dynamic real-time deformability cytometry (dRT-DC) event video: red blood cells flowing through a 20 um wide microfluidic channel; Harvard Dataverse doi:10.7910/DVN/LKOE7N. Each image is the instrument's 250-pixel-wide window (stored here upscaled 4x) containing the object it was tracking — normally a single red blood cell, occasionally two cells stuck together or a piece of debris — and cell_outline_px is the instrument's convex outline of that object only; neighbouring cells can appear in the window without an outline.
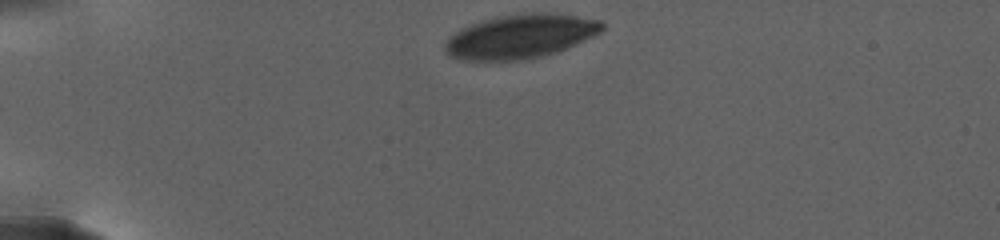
{"species": "human", "species_latin": "Homo sapiens", "temperature_condition": "warm", "stored_images_in_passage": 69, "camera_frame_rate_fps": 3000, "um_per_image_px": 0.085, "donor": {"sex": "female"}, "frame": {"image": 1, "passage_image": 1, "time_ms": 0.0, "image_size_px": [1000, 240], "cell_outline_px": [[604, 28], [600, 32], [592, 36], [564, 48], [540, 56], [516, 60], [464, 60], [452, 56], [444, 48], [444, 44], [460, 28], [496, 16], [532, 12], [540, 12], [572, 16], [600, 20], [604, 24]], "centroid_in_image_um": [44.21, 3.08], "position_along_channel_um": 40.8, "area_um2": 39.25}}
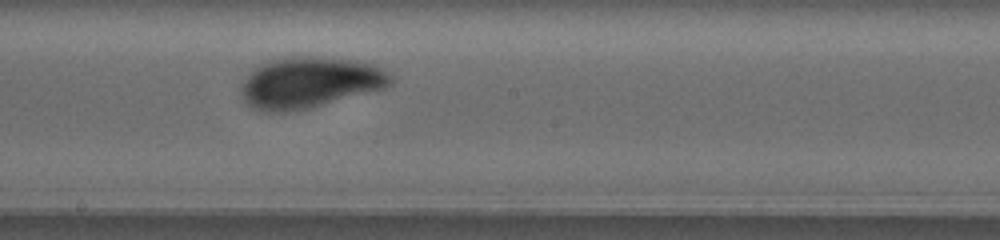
{"frame": {"image": 2, "passage_image": 42, "time_ms": 9.333, "image_size_px": [1000, 240], "cell_outline_px": [[392, 84], [384, 88], [308, 108], [284, 112], [264, 112], [252, 108], [240, 96], [240, 84], [244, 76], [248, 72], [268, 60], [292, 56], [308, 56], [356, 60], [376, 64], [392, 76]], "centroid_in_image_um": [26.26, 7.0], "position_along_channel_um": 221.9, "area_um2": 44.74}}
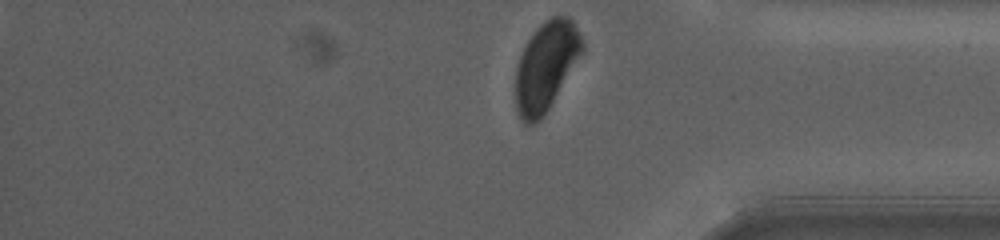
{"frame": {"image": 3, "passage_image": 68, "time_ms": 16.333, "image_size_px": [1000, 240], "cell_outline_px": [[584, 48], [548, 108], [540, 120], [536, 124], [524, 124], [516, 108], [516, 68], [520, 56], [528, 40], [536, 28], [544, 20], [552, 16], [568, 16], [572, 20], [584, 40]], "centroid_in_image_um": [46.4, 5.6], "position_along_channel_um": 388.8, "area_um2": 33.93}, "authors_computed_cell_mechanics": {"area_um2": 43.928, "velocity_mm_per_s": 2.5075, "shape_relaxation_time_tau1_ms": 3.0418, "shape_relaxation_time_tau2_ms": 1.2791, "deformation_change_tau1": 0.1237, "deformation_change_tau2": 0.0536}}